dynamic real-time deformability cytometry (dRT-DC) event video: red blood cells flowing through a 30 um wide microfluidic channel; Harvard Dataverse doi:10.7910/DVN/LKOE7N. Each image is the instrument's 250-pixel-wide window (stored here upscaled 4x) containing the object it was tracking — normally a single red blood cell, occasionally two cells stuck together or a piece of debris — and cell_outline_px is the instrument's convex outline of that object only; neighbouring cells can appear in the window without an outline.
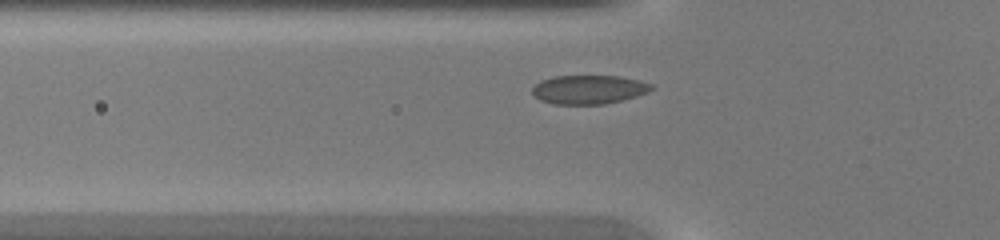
{"species": "common noctule bat (a hibernating species)", "species_latin": "Nyctalus noctula", "temperature_condition": "warm", "stored_images_in_passage": 33, "camera_frame_rate_fps": 3000, "um_per_image_px": 0.085, "animal": {"sex": "female", "body_mass_g": 20.0, "forearm_length_mm": 54.0}, "frame": {"image": 1, "passage_image": 7, "time_ms": 2.0, "image_size_px": [1000, 240], "cell_outline_px": [[656, 88], [648, 92], [636, 96], [604, 104], [552, 104], [540, 100], [532, 92], [532, 88], [540, 80], [552, 76], [620, 76], [640, 80], [652, 84]], "centroid_in_image_um": [50.06, 7.6], "position_along_channel_um": 75.7, "area_um2": 20.11}}
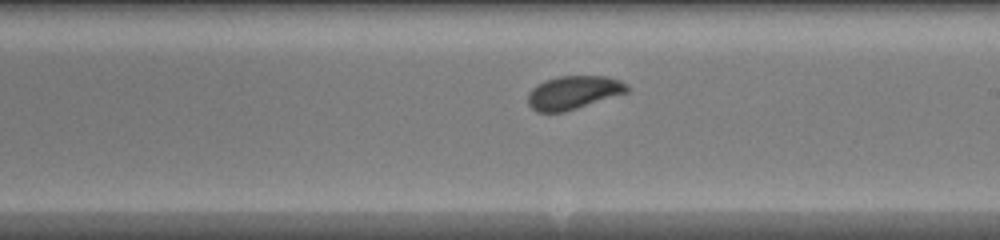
{"frame": {"image": 2, "passage_image": 18, "time_ms": 5.667, "image_size_px": [1000, 240], "cell_outline_px": [[632, 88], [628, 92], [564, 112], [536, 112], [528, 104], [528, 92], [536, 84], [544, 80], [560, 76], [608, 76], [620, 80], [628, 84]], "centroid_in_image_um": [48.75, 7.85], "position_along_channel_um": 240.2, "area_um2": 19.48}}
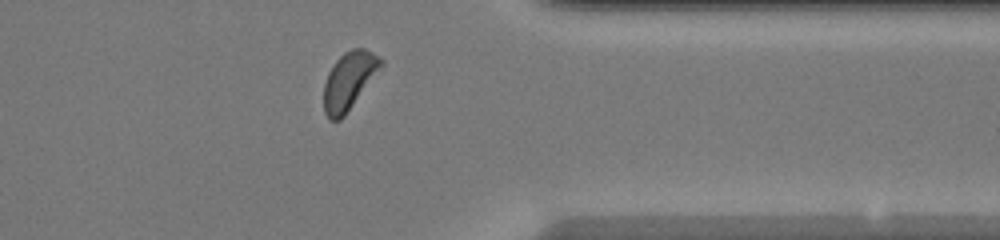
{"frame": {"image": 3, "passage_image": 28, "time_ms": 9.0, "image_size_px": [1000, 240], "cell_outline_px": [[384, 64], [344, 116], [340, 120], [328, 120], [324, 112], [324, 84], [328, 72], [332, 64], [344, 52], [352, 48], [364, 48], [380, 56], [384, 60]], "centroid_in_image_um": [29.66, 6.84], "position_along_channel_um": 381.7, "area_um2": 19.19}}